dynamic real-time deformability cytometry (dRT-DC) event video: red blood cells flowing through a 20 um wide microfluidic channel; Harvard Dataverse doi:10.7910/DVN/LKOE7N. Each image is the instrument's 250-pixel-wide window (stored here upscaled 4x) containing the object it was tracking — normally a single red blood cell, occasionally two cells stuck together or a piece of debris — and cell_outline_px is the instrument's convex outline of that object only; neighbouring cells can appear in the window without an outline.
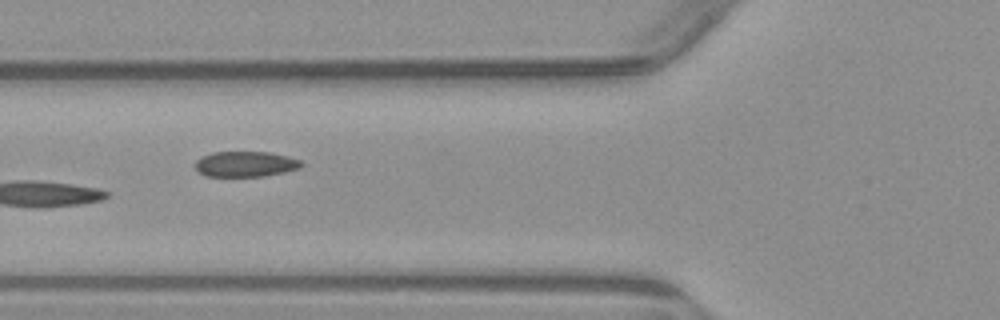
{"species": "common noctule bat (a hibernating species)", "species_latin": "Nyctalus noctula", "temperature_condition": "warm", "stored_images_in_passage": 6, "camera_frame_rate_fps": 3000, "um_per_image_px": 0.085, "animal": {"sex": "male", "body_mass_g": 23.1, "forearm_length_mm": 52.7}, "frame": {"image": 1, "passage_image": 4, "time_ms": 5.333, "image_size_px": [1000, 320], "cell_outline_px": [[304, 164], [300, 168], [284, 172], [264, 176], [204, 176], [192, 164], [200, 156], [212, 152], [268, 152], [288, 156], [300, 160]], "centroid_in_image_um": [20.84, 13.94], "position_along_channel_um": 105.0, "area_um2": 15.9}}
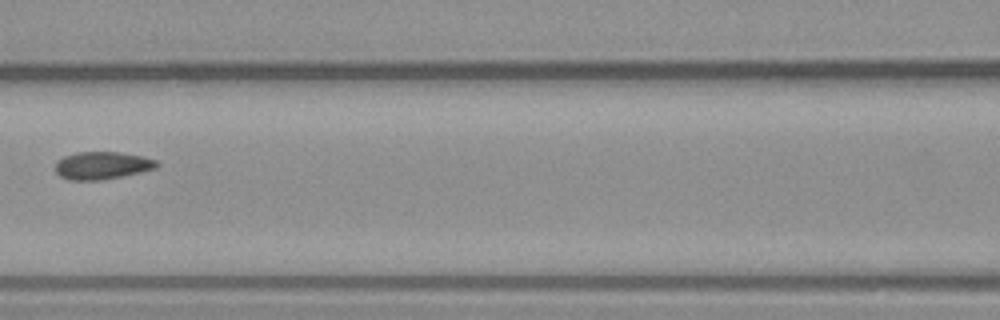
{"frame": {"image": 2, "passage_image": 5, "time_ms": 6.667, "image_size_px": [1000, 320], "cell_outline_px": [[160, 164], [156, 168], [124, 176], [100, 180], [68, 180], [60, 176], [56, 172], [56, 160], [64, 156], [76, 152], [120, 152], [144, 156], [156, 160]], "centroid_in_image_um": [8.69, 14.06], "position_along_channel_um": 157.9, "area_um2": 16.47}}
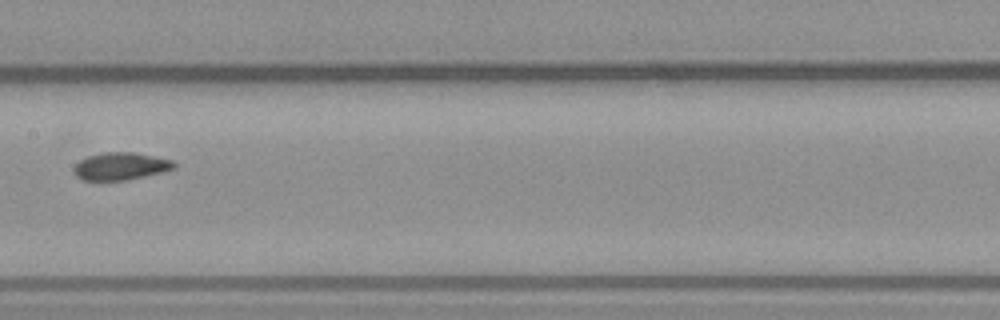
{"frame": {"image": 3, "passage_image": 6, "time_ms": 7.667, "image_size_px": [1000, 320], "cell_outline_px": [[176, 168], [128, 180], [80, 180], [76, 176], [72, 168], [80, 160], [88, 156], [100, 152], [136, 152], [156, 156], [172, 160], [176, 164]], "centroid_in_image_um": [10.24, 14.12], "position_along_channel_um": 197.2, "area_um2": 16.18}}